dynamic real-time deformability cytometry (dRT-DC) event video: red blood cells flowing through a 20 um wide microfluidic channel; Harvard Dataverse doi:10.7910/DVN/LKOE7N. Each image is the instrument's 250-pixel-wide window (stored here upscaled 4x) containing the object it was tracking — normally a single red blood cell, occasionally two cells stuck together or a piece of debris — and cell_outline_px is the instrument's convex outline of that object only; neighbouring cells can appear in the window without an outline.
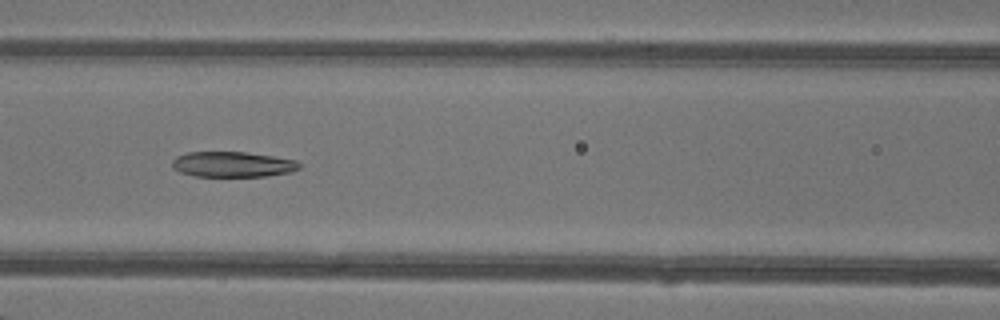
{"species": "common noctule bat (a hibernating species)", "species_latin": "Nyctalus noctula", "temperature_condition": "warm", "stored_images_in_passage": 33, "camera_frame_rate_fps": 3000, "um_per_image_px": 0.085, "animal": {"sex": "female"}, "frame": {"image": 1, "passage_image": 7, "time_ms": 2.0, "image_size_px": [1000, 320], "cell_outline_px": [[300, 168], [292, 172], [264, 176], [196, 176], [180, 172], [172, 168], [172, 160], [176, 156], [188, 152], [244, 152], [272, 156], [296, 160], [300, 164]], "centroid_in_image_um": [19.76, 13.97], "position_along_channel_um": 146.8, "area_um2": 18.79}}
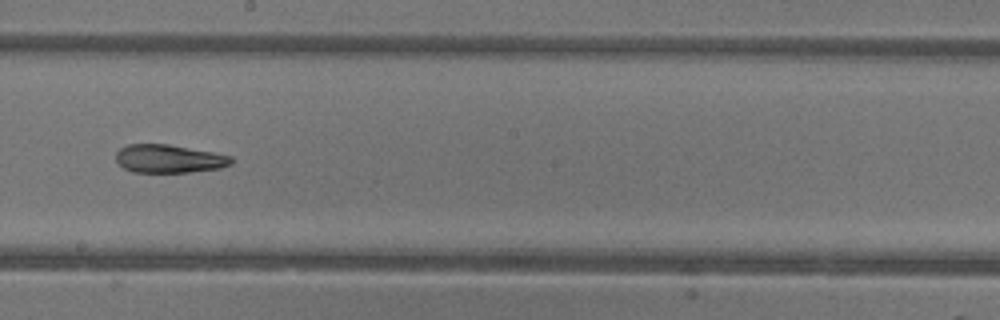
{"frame": {"image": 2, "passage_image": 13, "time_ms": 4.0, "image_size_px": [1000, 320], "cell_outline_px": [[232, 164], [220, 168], [188, 172], [132, 172], [124, 168], [116, 160], [116, 152], [120, 148], [128, 144], [168, 144], [212, 152], [232, 156]], "centroid_in_image_um": [14.35, 13.49], "position_along_channel_um": 233.8, "area_um2": 18.9}}
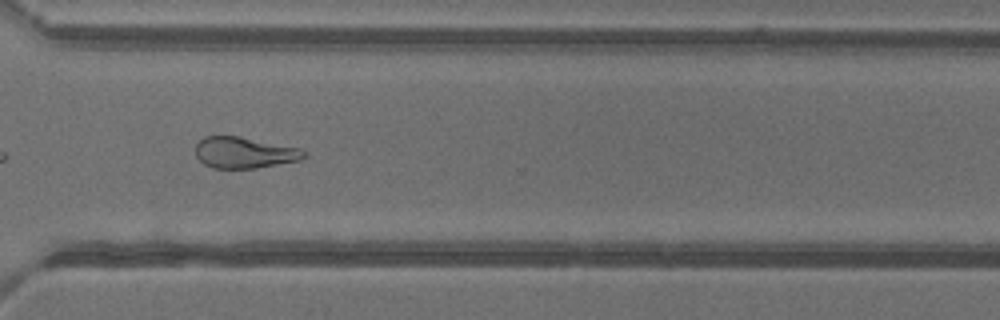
{"frame": {"image": 3, "passage_image": 21, "time_ms": 6.667, "image_size_px": [1000, 320], "cell_outline_px": [[308, 156], [300, 160], [256, 168], [212, 168], [204, 164], [196, 156], [196, 144], [204, 136], [240, 136], [300, 148]], "centroid_in_image_um": [20.76, 12.97], "position_along_channel_um": 349.8, "area_um2": 19.71}, "authors_computed_cell_mechanics": {"area_um2": 20.2878, "velocity_mm_per_s": 4.3552, "shape_relaxation_time_tau1_ms": null, "shape_relaxation_time_tau2_ms": 3.8382, "deformation_change_tau1": null, "deformation_change_tau2": 0.1302}}